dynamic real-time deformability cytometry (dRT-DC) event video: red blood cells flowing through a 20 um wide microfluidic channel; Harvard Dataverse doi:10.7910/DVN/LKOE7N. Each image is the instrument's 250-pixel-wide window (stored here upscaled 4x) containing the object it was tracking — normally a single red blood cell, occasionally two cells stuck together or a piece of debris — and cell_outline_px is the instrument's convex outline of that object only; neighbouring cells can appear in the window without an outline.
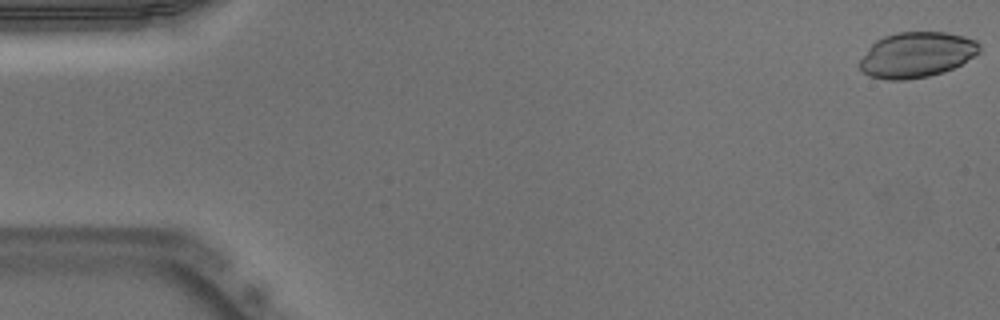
{"species": "Egyptian fruit bat (a non-hibernating species)", "species_latin": "Rousettus aegyptiacus", "temperature_condition": "warm", "stored_images_in_passage": 11, "camera_frame_rate_fps": 3000, "um_per_image_px": 0.085, "animal": {"sex": "male"}, "frame": {"image": 1, "passage_image": 1, "time_ms": 0.0, "image_size_px": [1000, 320], "cell_outline_px": [[980, 52], [960, 64], [944, 72], [928, 76], [904, 80], [888, 80], [868, 76], [856, 64], [868, 48], [876, 40], [884, 36], [896, 32], [948, 32], [964, 36], [976, 40], [980, 44]], "centroid_in_image_um": [77.89, 4.65], "position_along_channel_um": 7.1, "area_um2": 31.91}}